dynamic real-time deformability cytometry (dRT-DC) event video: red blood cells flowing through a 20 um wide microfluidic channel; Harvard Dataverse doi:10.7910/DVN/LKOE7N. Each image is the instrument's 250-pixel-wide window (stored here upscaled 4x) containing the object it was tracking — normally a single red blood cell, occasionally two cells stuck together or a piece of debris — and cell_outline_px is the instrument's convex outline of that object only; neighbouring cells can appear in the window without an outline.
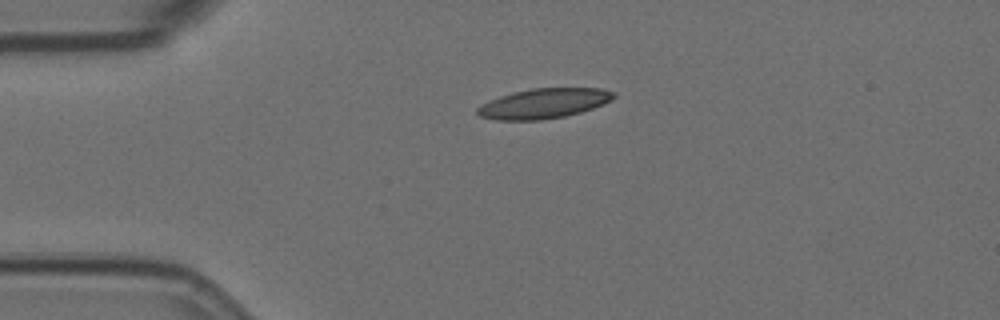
{"species": "Egyptian fruit bat (a non-hibernating species)", "species_latin": "Rousettus aegyptiacus", "temperature_condition": "room temperature", "stored_images_in_passage": 6, "camera_frame_rate_fps": 3000, "um_per_image_px": 0.085, "animal": {"sex": "female"}, "frame": {"image": 1, "passage_image": 6, "time_ms": 1.667, "image_size_px": [1000, 320], "cell_outline_px": [[616, 96], [612, 100], [592, 108], [580, 112], [564, 116], [540, 120], [496, 120], [480, 116], [476, 112], [476, 108], [500, 96], [512, 92], [532, 88], [604, 88], [616, 92]], "centroid_in_image_um": [46.25, 8.78], "position_along_channel_um": 38.7, "area_um2": 23.7}}